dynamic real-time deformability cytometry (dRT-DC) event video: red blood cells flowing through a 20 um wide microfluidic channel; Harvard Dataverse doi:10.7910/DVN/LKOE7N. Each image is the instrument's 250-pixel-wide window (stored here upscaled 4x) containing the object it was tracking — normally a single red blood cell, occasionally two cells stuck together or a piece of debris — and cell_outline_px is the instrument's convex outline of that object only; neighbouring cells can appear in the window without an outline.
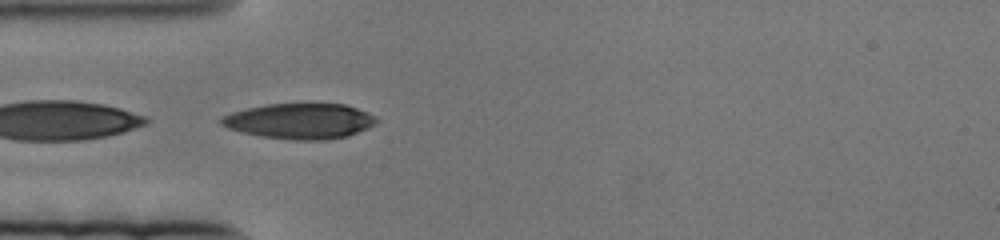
{"species": "human", "species_latin": "Homo sapiens", "temperature_condition": "cold", "stored_images_in_passage": 57, "camera_frame_rate_fps": 3000, "um_per_image_px": 0.085, "donor": {"sex": "female"}, "frame": {"image": 1, "passage_image": 1, "time_ms": 0.0, "image_size_px": [1000, 240], "cell_outline_px": [[380, 120], [376, 124], [368, 128], [348, 136], [324, 140], [292, 140], [264, 136], [240, 132], [228, 128], [220, 124], [220, 120], [224, 116], [232, 112], [248, 108], [268, 104], [344, 104], [368, 112]], "centroid_in_image_um": [25.52, 10.3], "position_along_channel_um": 59.5, "area_um2": 31.96}}
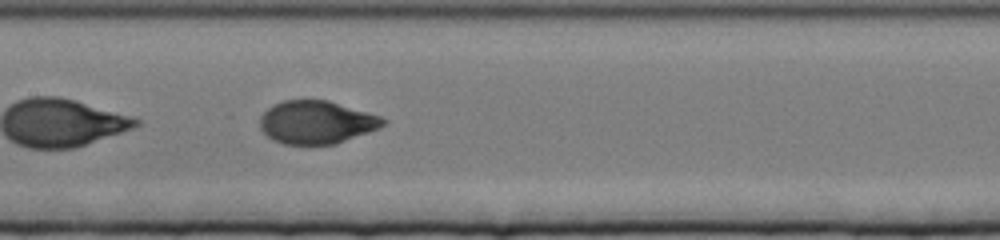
{"frame": {"image": 2, "passage_image": 16, "time_ms": 5.0, "image_size_px": [1000, 240], "cell_outline_px": [[388, 120], [380, 128], [332, 144], [284, 144], [272, 140], [260, 128], [260, 116], [272, 104], [284, 100], [328, 100], [380, 116]], "centroid_in_image_um": [26.87, 10.38], "position_along_channel_um": 180.5, "area_um2": 30.63}}
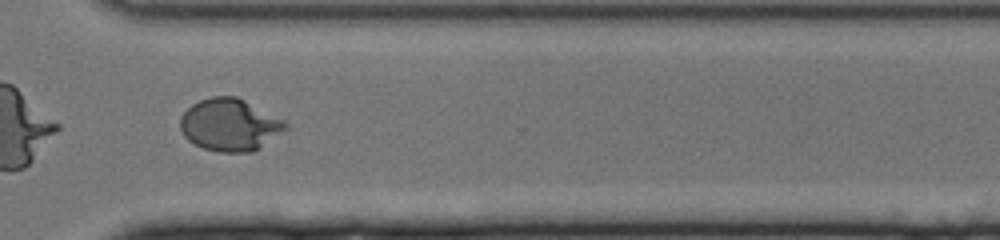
{"frame": {"image": 3, "passage_image": 37, "time_ms": 12.0, "image_size_px": [1000, 240], "cell_outline_px": [[288, 128], [252, 152], [220, 152], [204, 148], [188, 140], [184, 136], [180, 128], [180, 116], [192, 104], [200, 100], [212, 96], [236, 96], [288, 120]], "centroid_in_image_um": [19.55, 10.59], "position_along_channel_um": 351.0, "area_um2": 32.19}}